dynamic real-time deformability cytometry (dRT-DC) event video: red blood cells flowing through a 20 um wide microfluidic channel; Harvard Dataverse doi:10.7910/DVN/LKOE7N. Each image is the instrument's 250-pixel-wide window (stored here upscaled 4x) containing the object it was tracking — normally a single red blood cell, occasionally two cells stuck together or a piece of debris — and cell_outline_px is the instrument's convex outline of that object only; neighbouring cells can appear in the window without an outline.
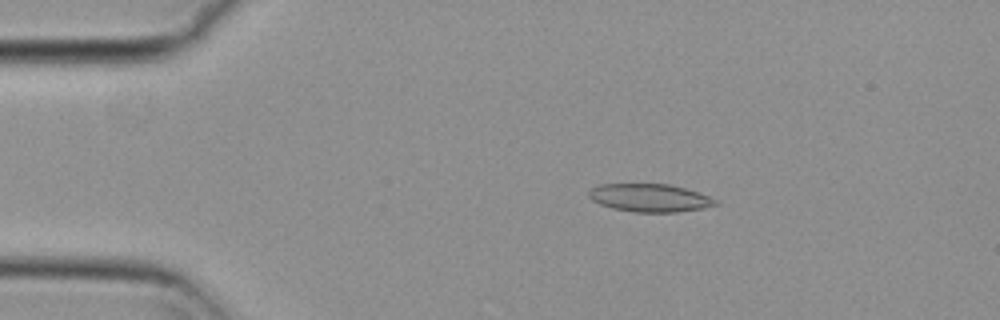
{"species": "common noctule bat (a hibernating species)", "species_latin": "Nyctalus noctula", "temperature_condition": "cold", "stored_images_in_passage": 51, "camera_frame_rate_fps": 3000, "um_per_image_px": 0.085, "animal": {"sex": "female", "body_mass_g": 29.2, "forearm_length_mm": 56.3}, "frame": {"image": 1, "passage_image": 6, "time_ms": 1.667, "image_size_px": [1000, 320], "cell_outline_px": [[720, 204], [704, 208], [676, 212], [632, 212], [612, 208], [600, 204], [592, 200], [588, 196], [588, 192], [596, 184], [668, 184], [684, 188], [708, 196], [716, 200]], "centroid_in_image_um": [55.2, 16.82], "position_along_channel_um": 29.8, "area_um2": 20.63}}
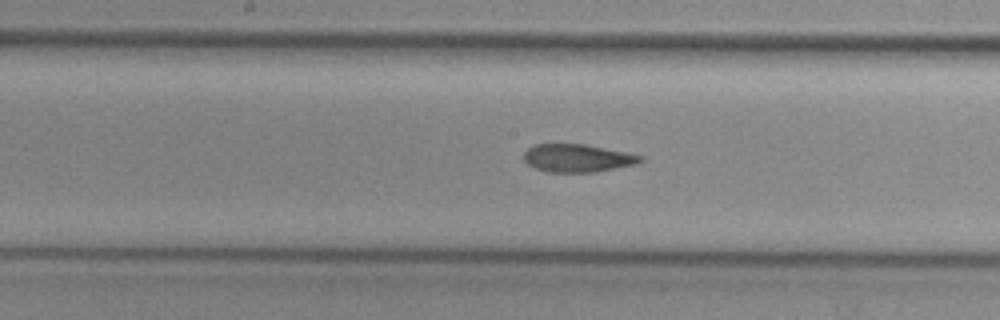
{"frame": {"image": 2, "passage_image": 24, "time_ms": 7.667, "image_size_px": [1000, 320], "cell_outline_px": [[644, 160], [636, 164], [596, 172], [548, 172], [536, 168], [528, 164], [524, 160], [524, 152], [528, 148], [536, 144], [584, 144], [628, 152], [644, 156]], "centroid_in_image_um": [49.12, 13.44], "position_along_channel_um": 199.1, "area_um2": 19.02}}
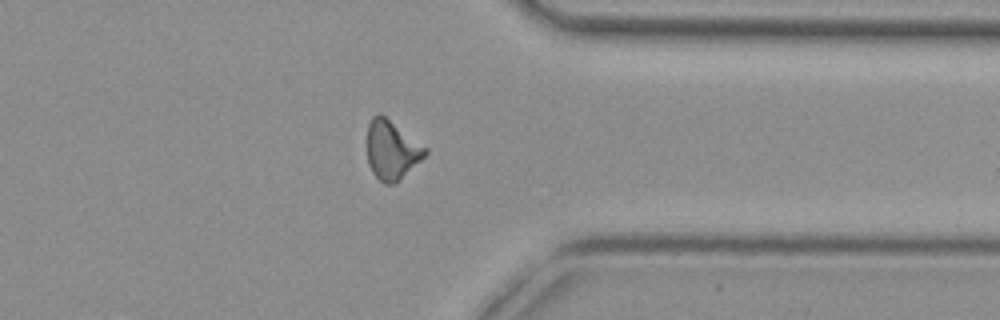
{"frame": {"image": 3, "passage_image": 39, "time_ms": 12.667, "image_size_px": [1000, 320], "cell_outline_px": [[428, 152], [396, 184], [384, 184], [372, 172], [368, 164], [368, 124], [372, 116], [380, 112], [428, 148]], "centroid_in_image_um": [33.3, 12.74], "position_along_channel_um": 378.1, "area_um2": 19.94}, "authors_computed_cell_mechanics": {"area_um2": 19.7676, "velocity_mm_per_s": 3.7292, "shape_relaxation_time_tau1_ms": null, "shape_relaxation_time_tau2_ms": 3.3855, "deformation_change_tau1": null, "deformation_change_tau2": 0.1104}}